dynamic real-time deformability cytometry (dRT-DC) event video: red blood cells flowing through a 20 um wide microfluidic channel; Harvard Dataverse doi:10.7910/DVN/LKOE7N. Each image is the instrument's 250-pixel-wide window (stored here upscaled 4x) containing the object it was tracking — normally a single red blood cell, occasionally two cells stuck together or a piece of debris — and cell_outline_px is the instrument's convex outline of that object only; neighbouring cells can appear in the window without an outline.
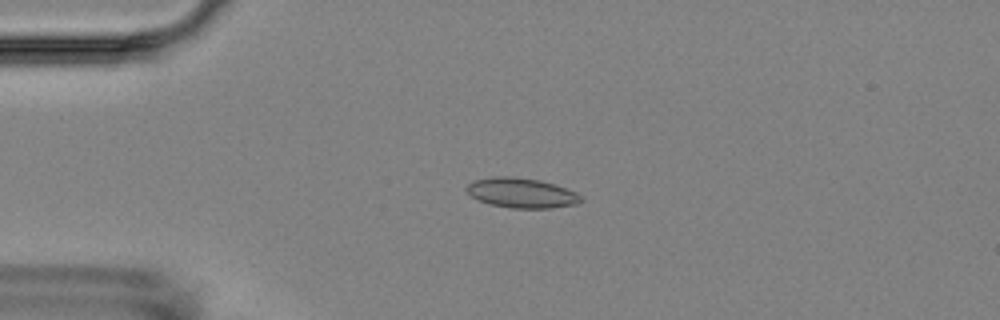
{"species": "Egyptian fruit bat (a non-hibernating species)", "species_latin": "Rousettus aegyptiacus", "temperature_condition": "room temperature", "stored_images_in_passage": 6, "camera_frame_rate_fps": 3000, "um_per_image_px": 0.085, "animal": {"sex": "female"}, "frame": {"image": 1, "passage_image": 4, "time_ms": 3.333, "image_size_px": [1000, 320], "cell_outline_px": [[584, 200], [576, 204], [552, 208], [512, 208], [488, 204], [476, 200], [464, 188], [468, 184], [476, 180], [492, 176], [512, 176], [540, 180], [556, 184], [576, 192]], "centroid_in_image_um": [44.32, 16.4], "position_along_channel_um": 40.7, "area_um2": 20.11}}